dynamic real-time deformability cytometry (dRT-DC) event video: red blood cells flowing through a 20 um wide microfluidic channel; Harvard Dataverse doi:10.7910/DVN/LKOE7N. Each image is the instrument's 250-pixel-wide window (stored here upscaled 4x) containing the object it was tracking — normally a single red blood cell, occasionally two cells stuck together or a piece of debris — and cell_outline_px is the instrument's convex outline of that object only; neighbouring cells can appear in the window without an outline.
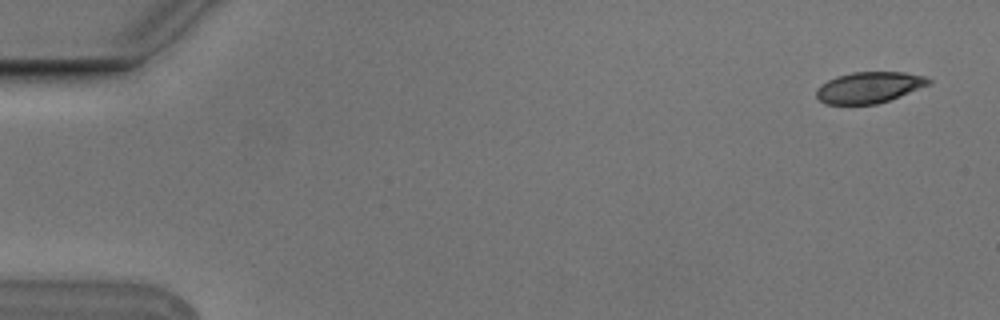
{"species": "Egyptian fruit bat (a non-hibernating species)", "species_latin": "Rousettus aegyptiacus", "temperature_condition": "cold", "stored_images_in_passage": 5, "camera_frame_rate_fps": 3000, "um_per_image_px": 0.085, "animal": {"sex": "male"}, "frame": {"image": 1, "passage_image": 1, "time_ms": 0.0, "image_size_px": [1000, 320], "cell_outline_px": [[932, 84], [900, 96], [876, 104], [824, 104], [816, 96], [816, 88], [820, 84], [836, 76], [852, 72], [904, 72], [924, 76], [932, 80]], "centroid_in_image_um": [73.87, 7.42], "position_along_channel_um": 11.1, "area_um2": 20.46}}
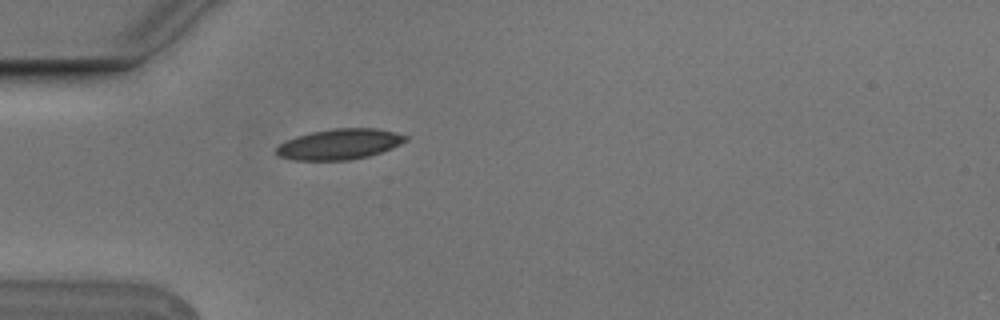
{"frame": {"image": 2, "passage_image": 5, "time_ms": 1.333, "image_size_px": [1000, 320], "cell_outline_px": [[408, 140], [392, 148], [368, 156], [348, 160], [292, 160], [280, 156], [276, 152], [276, 148], [280, 144], [296, 136], [312, 132], [332, 128], [376, 128], [396, 132], [408, 136]], "centroid_in_image_um": [28.88, 12.25], "position_along_channel_um": 56.1, "area_um2": 22.95}}